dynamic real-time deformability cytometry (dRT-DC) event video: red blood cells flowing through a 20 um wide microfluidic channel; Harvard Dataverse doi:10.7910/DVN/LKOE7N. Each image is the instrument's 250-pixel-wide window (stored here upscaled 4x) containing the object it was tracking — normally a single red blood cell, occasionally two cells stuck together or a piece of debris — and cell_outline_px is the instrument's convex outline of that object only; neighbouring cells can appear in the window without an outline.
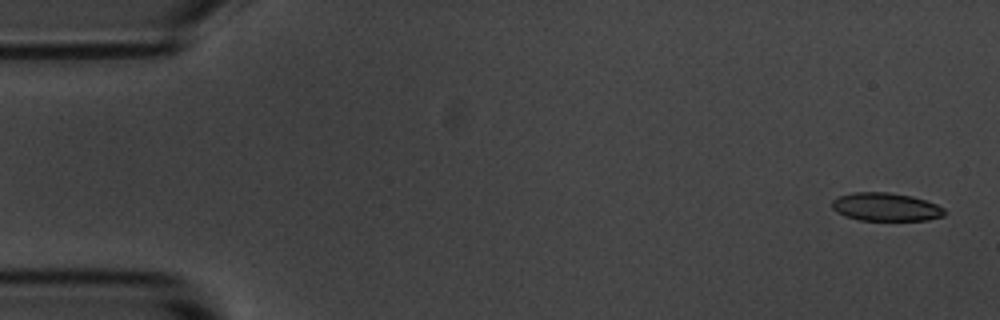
{"species": "common noctule bat (a hibernating species)", "species_latin": "Nyctalus noctula", "temperature_condition": "room temperature", "stored_images_in_passage": 5, "camera_frame_rate_fps": 3000, "um_per_image_px": 0.085, "animal": {"sex": "male", "body_mass_g": 20.1, "forearm_length_mm": 53.5}, "frame": {"image": 1, "passage_image": 1, "time_ms": 0.0, "image_size_px": [1000, 320], "cell_outline_px": [[944, 216], [928, 220], [860, 220], [844, 216], [836, 212], [832, 208], [832, 200], [840, 196], [852, 192], [888, 192], [912, 196], [936, 204], [944, 208]], "centroid_in_image_um": [75.27, 17.59], "position_along_channel_um": 9.7, "area_um2": 18.5}}